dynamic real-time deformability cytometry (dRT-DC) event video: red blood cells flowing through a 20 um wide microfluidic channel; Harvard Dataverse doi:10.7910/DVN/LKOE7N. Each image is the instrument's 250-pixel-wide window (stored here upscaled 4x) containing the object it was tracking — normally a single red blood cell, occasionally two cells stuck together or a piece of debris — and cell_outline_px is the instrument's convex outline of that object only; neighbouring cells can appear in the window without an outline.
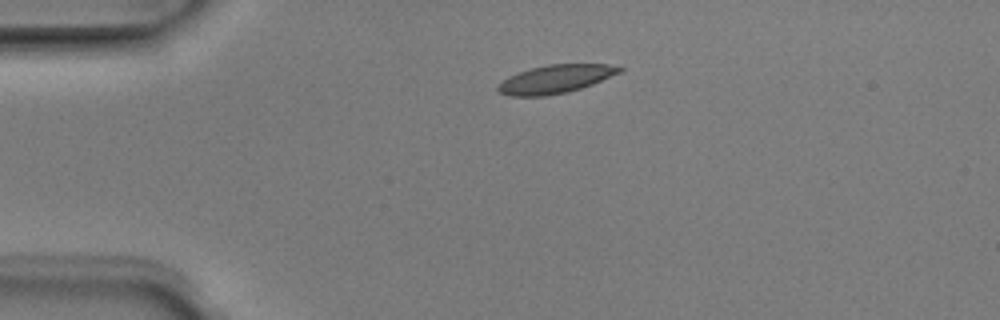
{"species": "Egyptian fruit bat (a non-hibernating species)", "species_latin": "Rousettus aegyptiacus", "temperature_condition": "room temperature", "stored_images_in_passage": 5, "camera_frame_rate_fps": 3000, "um_per_image_px": 0.085, "animal": {"sex": "male"}, "frame": {"image": 1, "passage_image": 5, "time_ms": 1.333, "image_size_px": [1000, 320], "cell_outline_px": [[624, 68], [620, 72], [592, 84], [568, 92], [544, 96], [508, 96], [500, 92], [496, 88], [508, 76], [532, 68], [548, 64], [608, 64]], "centroid_in_image_um": [47.21, 6.72], "position_along_channel_um": 37.8, "area_um2": 19.77}}